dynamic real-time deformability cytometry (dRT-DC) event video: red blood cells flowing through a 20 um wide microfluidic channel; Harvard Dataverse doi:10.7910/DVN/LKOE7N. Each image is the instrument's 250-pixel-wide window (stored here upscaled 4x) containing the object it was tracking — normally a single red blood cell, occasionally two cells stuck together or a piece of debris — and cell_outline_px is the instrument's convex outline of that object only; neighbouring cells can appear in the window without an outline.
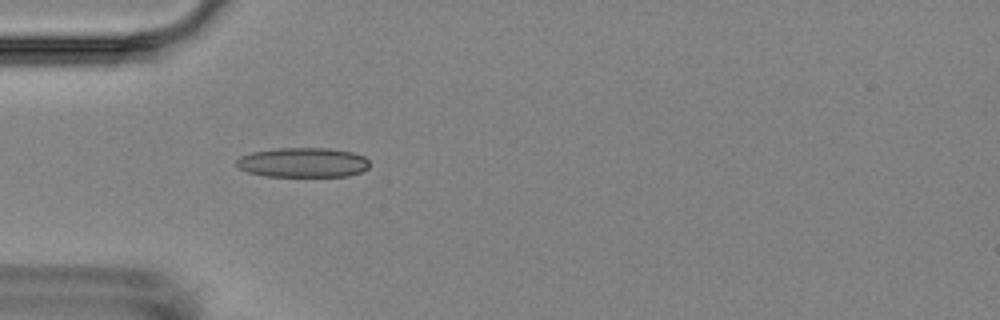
{"species": "Egyptian fruit bat (a non-hibernating species)", "species_latin": "Rousettus aegyptiacus", "temperature_condition": "room temperature", "stored_images_in_passage": 5, "camera_frame_rate_fps": 3000, "um_per_image_px": 0.085, "animal": {"sex": "female"}, "frame": {"image": 1, "passage_image": 5, "time_ms": 5.333, "image_size_px": [1000, 320], "cell_outline_px": [[368, 168], [360, 172], [348, 176], [264, 176], [248, 172], [240, 168], [236, 164], [236, 160], [240, 156], [252, 152], [276, 148], [328, 148], [352, 152], [364, 156], [368, 160]], "centroid_in_image_um": [25.74, 13.81], "position_along_channel_um": 59.3, "area_um2": 23.0}}